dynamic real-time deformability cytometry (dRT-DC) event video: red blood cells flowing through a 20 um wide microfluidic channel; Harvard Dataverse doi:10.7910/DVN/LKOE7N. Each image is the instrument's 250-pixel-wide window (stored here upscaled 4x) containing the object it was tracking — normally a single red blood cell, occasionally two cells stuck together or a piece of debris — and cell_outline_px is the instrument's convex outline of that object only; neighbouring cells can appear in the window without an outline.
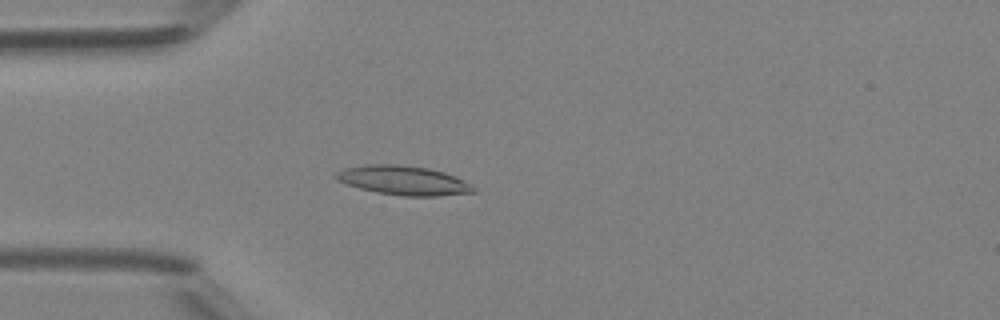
{"species": "Egyptian fruit bat (a non-hibernating species)", "species_latin": "Rousettus aegyptiacus", "temperature_condition": "room temperature", "stored_images_in_passage": 49, "camera_frame_rate_fps": 3000, "um_per_image_px": 0.085, "animal": {"sex": "female"}, "frame": {"image": 1, "passage_image": 14, "time_ms": 4.333, "image_size_px": [1000, 320], "cell_outline_px": [[476, 192], [440, 196], [404, 196], [376, 192], [360, 188], [336, 180], [332, 176], [336, 172], [344, 168], [364, 164], [396, 164], [428, 168], [444, 172], [472, 184], [476, 188]], "centroid_in_image_um": [34.28, 15.33], "position_along_channel_um": 50.7, "area_um2": 23.52}}
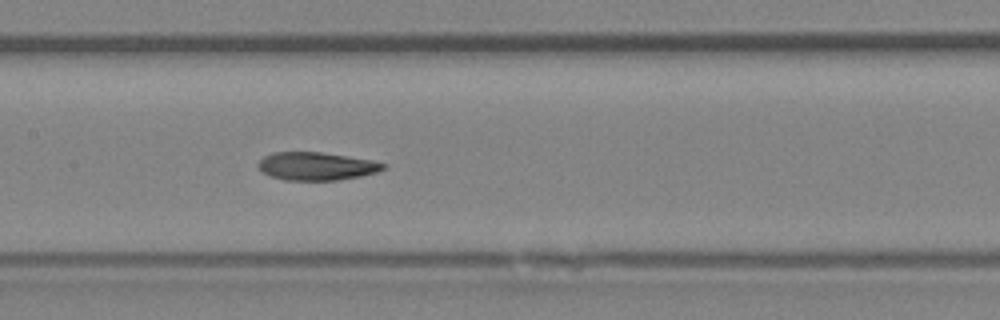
{"frame": {"image": 2, "passage_image": 24, "time_ms": 7.667, "image_size_px": [1000, 320], "cell_outline_px": [[388, 164], [384, 168], [376, 172], [360, 176], [336, 180], [284, 180], [272, 176], [264, 172], [256, 164], [264, 156], [272, 152], [320, 152], [348, 156], [372, 160]], "centroid_in_image_um": [26.9, 14.12], "position_along_channel_um": 180.5, "area_um2": 20.29}}
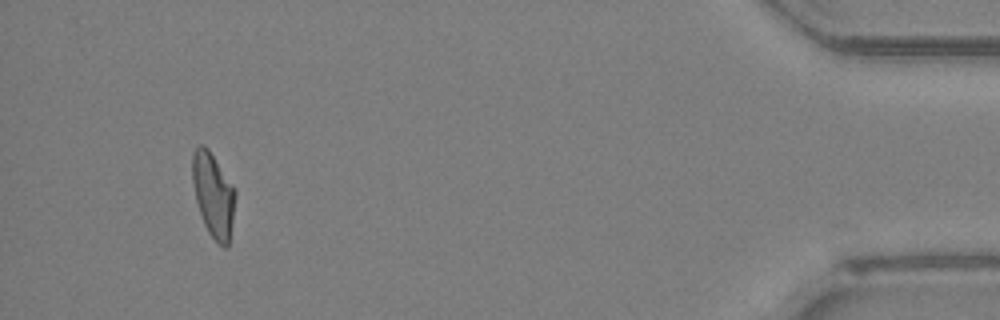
{"frame": {"image": 3, "passage_image": 46, "time_ms": 15.0, "image_size_px": [1000, 320], "cell_outline_px": [[236, 196], [228, 248], [224, 248], [208, 232], [204, 224], [196, 200], [192, 180], [192, 152], [200, 144], [204, 144], [208, 148], [236, 188]], "centroid_in_image_um": [18.14, 16.53], "position_along_channel_um": 417.1, "area_um2": 21.15}, "authors_computed_cell_mechanics": {"area_um2": 21.0392, "velocity_mm_per_s": 4.2077, "shape_relaxation_time_tau1_ms": 6.2544, "shape_relaxation_time_tau2_ms": 2.2725, "deformation_change_tau1": 0.1986, "deformation_change_tau2": 0.0972}}